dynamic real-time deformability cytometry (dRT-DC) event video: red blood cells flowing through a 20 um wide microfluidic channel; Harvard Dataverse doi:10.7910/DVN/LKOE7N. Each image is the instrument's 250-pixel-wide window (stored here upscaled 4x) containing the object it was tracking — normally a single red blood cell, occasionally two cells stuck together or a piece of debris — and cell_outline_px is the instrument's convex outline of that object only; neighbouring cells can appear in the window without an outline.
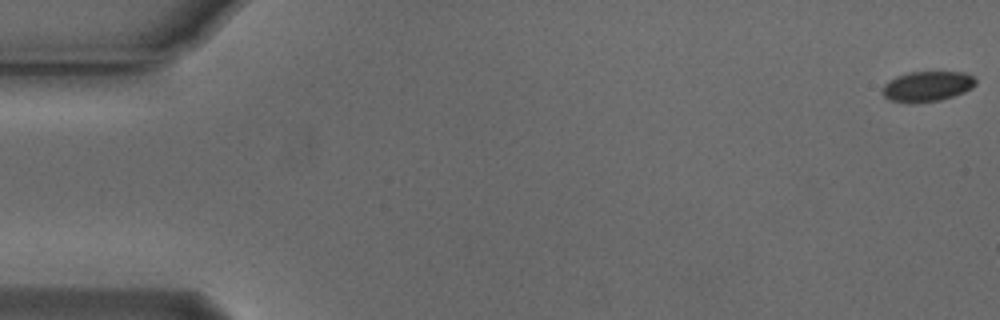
{"species": "Egyptian fruit bat (a non-hibernating species)", "species_latin": "Rousettus aegyptiacus", "temperature_condition": "cold", "stored_images_in_passage": 5, "camera_frame_rate_fps": 3000, "um_per_image_px": 0.085, "animal": {"sex": "male"}, "frame": {"image": 1, "passage_image": 1, "time_ms": 0.0, "image_size_px": [1000, 320], "cell_outline_px": [[976, 84], [972, 88], [964, 92], [940, 100], [912, 104], [888, 100], [884, 96], [880, 88], [888, 80], [896, 76], [908, 72], [964, 72], [972, 76], [976, 80]], "centroid_in_image_um": [78.76, 7.35], "position_along_channel_um": 6.2, "area_um2": 16.7}}